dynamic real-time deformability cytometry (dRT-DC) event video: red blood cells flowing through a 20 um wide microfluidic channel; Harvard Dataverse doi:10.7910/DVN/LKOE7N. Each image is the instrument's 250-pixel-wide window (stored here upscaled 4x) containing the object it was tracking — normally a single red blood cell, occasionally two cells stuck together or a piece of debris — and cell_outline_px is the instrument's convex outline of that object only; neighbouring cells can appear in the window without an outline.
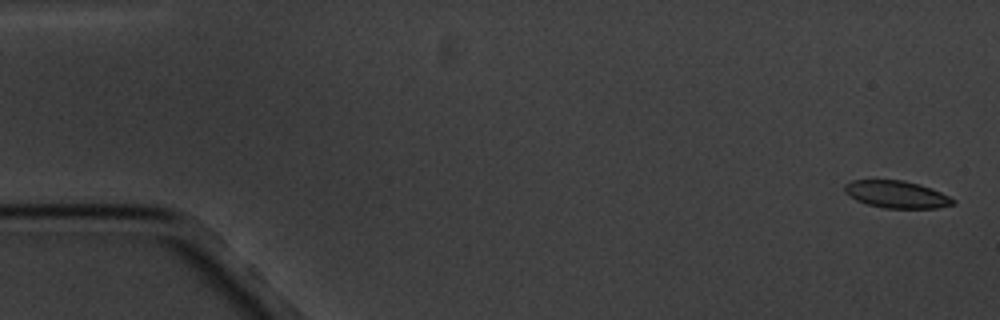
{"species": "common noctule bat (a hibernating species)", "species_latin": "Nyctalus noctula", "temperature_condition": "cold", "stored_images_in_passage": 16, "camera_frame_rate_fps": 3000, "um_per_image_px": 0.085, "animal": {"sex": "male", "body_mass_g": 20.1, "forearm_length_mm": 53.5}, "frame": {"image": 1, "passage_image": 1, "time_ms": 0.0, "image_size_px": [1000, 320], "cell_outline_px": [[956, 204], [936, 208], [884, 208], [868, 204], [856, 200], [844, 192], [844, 184], [852, 180], [904, 180], [920, 184], [932, 188], [956, 200]], "centroid_in_image_um": [76.22, 16.52], "position_along_channel_um": 8.8, "area_um2": 17.28}}
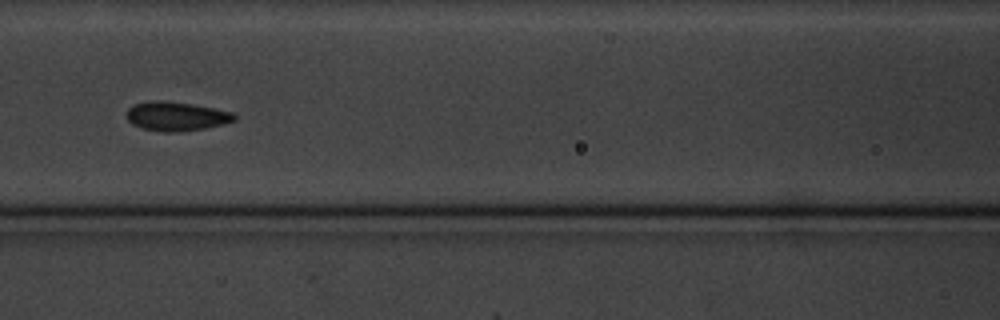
{"frame": {"image": 2, "passage_image": 8, "time_ms": 8.0, "image_size_px": [1000, 320], "cell_outline_px": [[236, 120], [224, 124], [204, 128], [176, 132], [164, 132], [140, 128], [132, 124], [128, 120], [124, 112], [132, 104], [148, 100], [164, 100], [192, 104], [232, 112], [236, 116]], "centroid_in_image_um": [14.91, 9.87], "position_along_channel_um": 151.7, "area_um2": 18.5}}
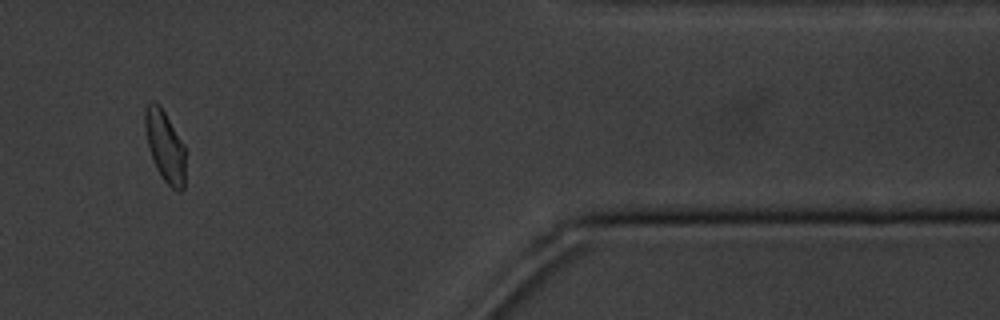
{"frame": {"image": 3, "passage_image": 15, "time_ms": 16.333, "image_size_px": [1000, 320], "cell_outline_px": [[184, 188], [180, 192], [176, 192], [160, 176], [152, 160], [148, 148], [144, 128], [144, 112], [148, 104], [152, 100], [160, 104], [184, 144]], "centroid_in_image_um": [14.0, 12.42], "position_along_channel_um": 397.4, "area_um2": 16.99}, "authors_computed_cell_mechanics": {"area_um2": 17.3978, "velocity_mm_per_s": 3.3756, "shape_relaxation_time_tau1_ms": 3.836, "shape_relaxation_time_tau2_ms": 1.8461, "deformation_change_tau1": 0.1066, "deformation_change_tau2": 0.0846}}